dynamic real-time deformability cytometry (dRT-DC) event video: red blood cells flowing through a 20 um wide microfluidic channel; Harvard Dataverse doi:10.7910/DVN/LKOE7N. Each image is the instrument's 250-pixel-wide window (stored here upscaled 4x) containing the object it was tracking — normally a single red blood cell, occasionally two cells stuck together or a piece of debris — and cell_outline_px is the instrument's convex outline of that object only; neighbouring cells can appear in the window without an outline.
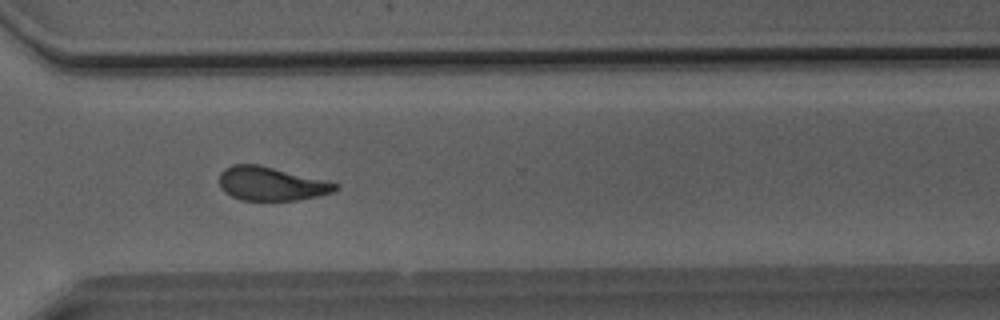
{"species": "Egyptian fruit bat (a non-hibernating species)", "species_latin": "Rousettus aegyptiacus", "temperature_condition": "room temperature", "stored_images_in_passage": 50, "camera_frame_rate_fps": 3000, "um_per_image_px": 0.085, "animal": {"sex": "male"}, "frame": {"image": 1, "passage_image": 37, "time_ms": 12.0, "image_size_px": [1000, 320], "cell_outline_px": [[340, 188], [332, 192], [316, 196], [296, 200], [240, 200], [224, 192], [220, 188], [220, 172], [224, 168], [232, 164], [260, 164], [340, 184]], "centroid_in_image_um": [23.02, 15.61], "position_along_channel_um": 347.6, "area_um2": 22.83}}
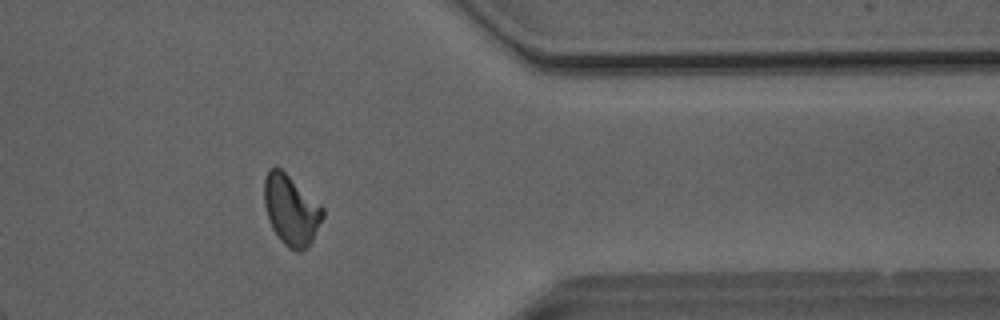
{"frame": {"image": 2, "passage_image": 41, "time_ms": 13.333, "image_size_px": [1000, 320], "cell_outline_px": [[324, 216], [312, 240], [300, 252], [296, 252], [288, 248], [280, 240], [272, 228], [264, 204], [264, 180], [268, 168], [276, 164], [324, 208]], "centroid_in_image_um": [24.72, 17.83], "position_along_channel_um": 386.7, "area_um2": 23.81}}
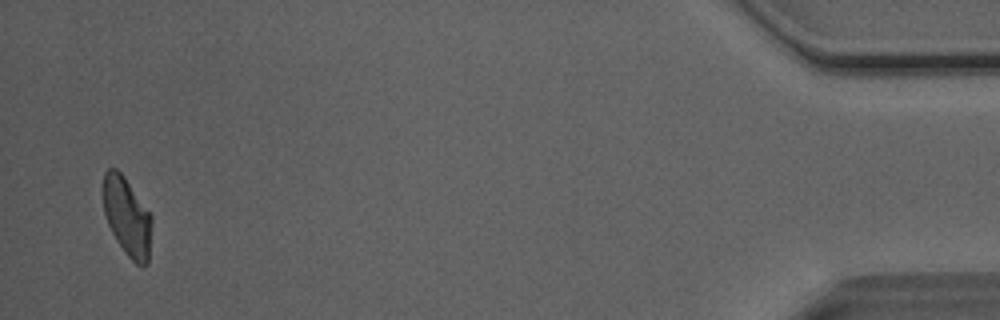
{"frame": {"image": 3, "passage_image": 49, "time_ms": 16.0, "image_size_px": [1000, 320], "cell_outline_px": [[152, 220], [148, 264], [136, 264], [124, 252], [116, 240], [108, 224], [104, 212], [100, 188], [104, 172], [108, 168], [116, 168], [124, 176], [152, 216]], "centroid_in_image_um": [10.75, 18.37], "position_along_channel_um": 424.4, "area_um2": 22.54}, "authors_computed_cell_mechanics": {"area_um2": 23.7558, "velocity_mm_per_s": 4.0465, "shape_relaxation_time_tau1_ms": 5.8128, "shape_relaxation_time_tau2_ms": 4.2593, "deformation_change_tau1": 0.1659, "deformation_change_tau2": 0.122}}